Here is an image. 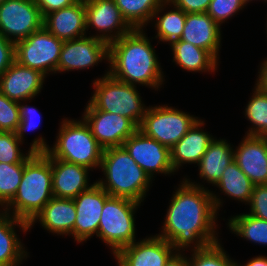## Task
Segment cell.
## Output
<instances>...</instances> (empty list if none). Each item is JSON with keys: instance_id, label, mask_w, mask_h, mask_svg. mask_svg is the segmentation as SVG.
Returning <instances> with one entry per match:
<instances>
[{"instance_id": "cell-1", "label": "cell", "mask_w": 267, "mask_h": 266, "mask_svg": "<svg viewBox=\"0 0 267 266\" xmlns=\"http://www.w3.org/2000/svg\"><path fill=\"white\" fill-rule=\"evenodd\" d=\"M183 180L172 196L163 231L157 235L170 242L176 252L191 244H195L192 250H201L219 242L215 221L220 198L200 184Z\"/></svg>"}, {"instance_id": "cell-2", "label": "cell", "mask_w": 267, "mask_h": 266, "mask_svg": "<svg viewBox=\"0 0 267 266\" xmlns=\"http://www.w3.org/2000/svg\"><path fill=\"white\" fill-rule=\"evenodd\" d=\"M108 62V73L121 82L158 89L164 81L155 50L143 29H133L110 43Z\"/></svg>"}, {"instance_id": "cell-3", "label": "cell", "mask_w": 267, "mask_h": 266, "mask_svg": "<svg viewBox=\"0 0 267 266\" xmlns=\"http://www.w3.org/2000/svg\"><path fill=\"white\" fill-rule=\"evenodd\" d=\"M53 198L51 156L33 152L26 160L16 195L3 208L18 219L30 223Z\"/></svg>"}, {"instance_id": "cell-4", "label": "cell", "mask_w": 267, "mask_h": 266, "mask_svg": "<svg viewBox=\"0 0 267 266\" xmlns=\"http://www.w3.org/2000/svg\"><path fill=\"white\" fill-rule=\"evenodd\" d=\"M33 152H47L52 158L84 166L100 167L104 148L96 141L89 126L82 120L62 121L55 145L50 148L43 137L32 141Z\"/></svg>"}, {"instance_id": "cell-5", "label": "cell", "mask_w": 267, "mask_h": 266, "mask_svg": "<svg viewBox=\"0 0 267 266\" xmlns=\"http://www.w3.org/2000/svg\"><path fill=\"white\" fill-rule=\"evenodd\" d=\"M100 167L106 180L96 182L110 196L144 200L152 180L123 146L104 149Z\"/></svg>"}, {"instance_id": "cell-6", "label": "cell", "mask_w": 267, "mask_h": 266, "mask_svg": "<svg viewBox=\"0 0 267 266\" xmlns=\"http://www.w3.org/2000/svg\"><path fill=\"white\" fill-rule=\"evenodd\" d=\"M93 85L95 92L89 103L95 109L120 114L139 128L147 107L142 103L136 86L113 78L108 71Z\"/></svg>"}, {"instance_id": "cell-7", "label": "cell", "mask_w": 267, "mask_h": 266, "mask_svg": "<svg viewBox=\"0 0 267 266\" xmlns=\"http://www.w3.org/2000/svg\"><path fill=\"white\" fill-rule=\"evenodd\" d=\"M141 203L110 196L104 203L97 237L110 246L114 256L135 240V210Z\"/></svg>"}, {"instance_id": "cell-8", "label": "cell", "mask_w": 267, "mask_h": 266, "mask_svg": "<svg viewBox=\"0 0 267 266\" xmlns=\"http://www.w3.org/2000/svg\"><path fill=\"white\" fill-rule=\"evenodd\" d=\"M198 120L167 105L149 106L138 129L171 149Z\"/></svg>"}, {"instance_id": "cell-9", "label": "cell", "mask_w": 267, "mask_h": 266, "mask_svg": "<svg viewBox=\"0 0 267 266\" xmlns=\"http://www.w3.org/2000/svg\"><path fill=\"white\" fill-rule=\"evenodd\" d=\"M64 41L44 26L24 40L15 43V61L44 74L56 73Z\"/></svg>"}, {"instance_id": "cell-10", "label": "cell", "mask_w": 267, "mask_h": 266, "mask_svg": "<svg viewBox=\"0 0 267 266\" xmlns=\"http://www.w3.org/2000/svg\"><path fill=\"white\" fill-rule=\"evenodd\" d=\"M42 26L43 17L35 0H6L0 4V33L9 41L24 40Z\"/></svg>"}, {"instance_id": "cell-11", "label": "cell", "mask_w": 267, "mask_h": 266, "mask_svg": "<svg viewBox=\"0 0 267 266\" xmlns=\"http://www.w3.org/2000/svg\"><path fill=\"white\" fill-rule=\"evenodd\" d=\"M96 141L104 148L122 146L138 127L128 118L95 109L87 104L82 118Z\"/></svg>"}, {"instance_id": "cell-12", "label": "cell", "mask_w": 267, "mask_h": 266, "mask_svg": "<svg viewBox=\"0 0 267 266\" xmlns=\"http://www.w3.org/2000/svg\"><path fill=\"white\" fill-rule=\"evenodd\" d=\"M122 146L151 179L154 173H174L170 149L141 130L137 129Z\"/></svg>"}, {"instance_id": "cell-13", "label": "cell", "mask_w": 267, "mask_h": 266, "mask_svg": "<svg viewBox=\"0 0 267 266\" xmlns=\"http://www.w3.org/2000/svg\"><path fill=\"white\" fill-rule=\"evenodd\" d=\"M86 10V30L93 26L100 35L94 37L105 41L108 45L133 28L123 18L120 9L114 0H84ZM114 30V33H112ZM107 33V34H106ZM112 33V34H111Z\"/></svg>"}, {"instance_id": "cell-14", "label": "cell", "mask_w": 267, "mask_h": 266, "mask_svg": "<svg viewBox=\"0 0 267 266\" xmlns=\"http://www.w3.org/2000/svg\"><path fill=\"white\" fill-rule=\"evenodd\" d=\"M110 197L97 182L75 197L76 219L72 236L77 242H84L98 233L101 212Z\"/></svg>"}, {"instance_id": "cell-15", "label": "cell", "mask_w": 267, "mask_h": 266, "mask_svg": "<svg viewBox=\"0 0 267 266\" xmlns=\"http://www.w3.org/2000/svg\"><path fill=\"white\" fill-rule=\"evenodd\" d=\"M108 57L109 45L94 36L64 41L57 72L88 69Z\"/></svg>"}, {"instance_id": "cell-16", "label": "cell", "mask_w": 267, "mask_h": 266, "mask_svg": "<svg viewBox=\"0 0 267 266\" xmlns=\"http://www.w3.org/2000/svg\"><path fill=\"white\" fill-rule=\"evenodd\" d=\"M170 242L155 235L134 241L116 255L118 266H165L177 253Z\"/></svg>"}, {"instance_id": "cell-17", "label": "cell", "mask_w": 267, "mask_h": 266, "mask_svg": "<svg viewBox=\"0 0 267 266\" xmlns=\"http://www.w3.org/2000/svg\"><path fill=\"white\" fill-rule=\"evenodd\" d=\"M45 77L41 72L14 61L0 75V92L16 102L31 100L41 91Z\"/></svg>"}, {"instance_id": "cell-18", "label": "cell", "mask_w": 267, "mask_h": 266, "mask_svg": "<svg viewBox=\"0 0 267 266\" xmlns=\"http://www.w3.org/2000/svg\"><path fill=\"white\" fill-rule=\"evenodd\" d=\"M234 161L255 185L267 184V137L246 135L234 150Z\"/></svg>"}, {"instance_id": "cell-19", "label": "cell", "mask_w": 267, "mask_h": 266, "mask_svg": "<svg viewBox=\"0 0 267 266\" xmlns=\"http://www.w3.org/2000/svg\"><path fill=\"white\" fill-rule=\"evenodd\" d=\"M43 26L62 41L87 36L85 1L78 0L69 7L46 14Z\"/></svg>"}, {"instance_id": "cell-20", "label": "cell", "mask_w": 267, "mask_h": 266, "mask_svg": "<svg viewBox=\"0 0 267 266\" xmlns=\"http://www.w3.org/2000/svg\"><path fill=\"white\" fill-rule=\"evenodd\" d=\"M53 197L74 199L89 189L88 170L81 165L51 157Z\"/></svg>"}, {"instance_id": "cell-21", "label": "cell", "mask_w": 267, "mask_h": 266, "mask_svg": "<svg viewBox=\"0 0 267 266\" xmlns=\"http://www.w3.org/2000/svg\"><path fill=\"white\" fill-rule=\"evenodd\" d=\"M220 26L205 13H187L180 40L209 51L217 60L221 44Z\"/></svg>"}, {"instance_id": "cell-22", "label": "cell", "mask_w": 267, "mask_h": 266, "mask_svg": "<svg viewBox=\"0 0 267 266\" xmlns=\"http://www.w3.org/2000/svg\"><path fill=\"white\" fill-rule=\"evenodd\" d=\"M75 219L74 200L53 197L29 223V228L39 220L47 231L58 235H72Z\"/></svg>"}, {"instance_id": "cell-23", "label": "cell", "mask_w": 267, "mask_h": 266, "mask_svg": "<svg viewBox=\"0 0 267 266\" xmlns=\"http://www.w3.org/2000/svg\"><path fill=\"white\" fill-rule=\"evenodd\" d=\"M204 121L200 119L192 126V128L170 149L171 164L174 172L179 169L182 164L197 163L206 152L210 143L214 138L206 131L201 130Z\"/></svg>"}, {"instance_id": "cell-24", "label": "cell", "mask_w": 267, "mask_h": 266, "mask_svg": "<svg viewBox=\"0 0 267 266\" xmlns=\"http://www.w3.org/2000/svg\"><path fill=\"white\" fill-rule=\"evenodd\" d=\"M15 226H19L23 232L30 229L27 221L5 210L0 212V263L21 262L28 255L15 233Z\"/></svg>"}, {"instance_id": "cell-25", "label": "cell", "mask_w": 267, "mask_h": 266, "mask_svg": "<svg viewBox=\"0 0 267 266\" xmlns=\"http://www.w3.org/2000/svg\"><path fill=\"white\" fill-rule=\"evenodd\" d=\"M226 141L215 138L198 164L199 176L213 185L218 183L226 167L234 160L233 147Z\"/></svg>"}, {"instance_id": "cell-26", "label": "cell", "mask_w": 267, "mask_h": 266, "mask_svg": "<svg viewBox=\"0 0 267 266\" xmlns=\"http://www.w3.org/2000/svg\"><path fill=\"white\" fill-rule=\"evenodd\" d=\"M170 46L173 62L188 72H214L217 68L218 60L205 49L183 40H176Z\"/></svg>"}, {"instance_id": "cell-27", "label": "cell", "mask_w": 267, "mask_h": 266, "mask_svg": "<svg viewBox=\"0 0 267 266\" xmlns=\"http://www.w3.org/2000/svg\"><path fill=\"white\" fill-rule=\"evenodd\" d=\"M123 18L133 29H143L150 20L162 13L168 0H114Z\"/></svg>"}, {"instance_id": "cell-28", "label": "cell", "mask_w": 267, "mask_h": 266, "mask_svg": "<svg viewBox=\"0 0 267 266\" xmlns=\"http://www.w3.org/2000/svg\"><path fill=\"white\" fill-rule=\"evenodd\" d=\"M216 186L228 197L230 196L247 204L250 202L255 184L233 160L222 173V177Z\"/></svg>"}, {"instance_id": "cell-29", "label": "cell", "mask_w": 267, "mask_h": 266, "mask_svg": "<svg viewBox=\"0 0 267 266\" xmlns=\"http://www.w3.org/2000/svg\"><path fill=\"white\" fill-rule=\"evenodd\" d=\"M228 227L236 235L258 243L267 245V221L250 214H241L229 219Z\"/></svg>"}, {"instance_id": "cell-30", "label": "cell", "mask_w": 267, "mask_h": 266, "mask_svg": "<svg viewBox=\"0 0 267 266\" xmlns=\"http://www.w3.org/2000/svg\"><path fill=\"white\" fill-rule=\"evenodd\" d=\"M245 116L254 125L247 135L267 137V93L255 86L252 98L245 108Z\"/></svg>"}, {"instance_id": "cell-31", "label": "cell", "mask_w": 267, "mask_h": 266, "mask_svg": "<svg viewBox=\"0 0 267 266\" xmlns=\"http://www.w3.org/2000/svg\"><path fill=\"white\" fill-rule=\"evenodd\" d=\"M174 8V10H170L160 17L158 16L155 23L156 38L162 42H170V44L180 40L187 14L176 6Z\"/></svg>"}, {"instance_id": "cell-32", "label": "cell", "mask_w": 267, "mask_h": 266, "mask_svg": "<svg viewBox=\"0 0 267 266\" xmlns=\"http://www.w3.org/2000/svg\"><path fill=\"white\" fill-rule=\"evenodd\" d=\"M26 163L0 162V205L5 207L16 195Z\"/></svg>"}, {"instance_id": "cell-33", "label": "cell", "mask_w": 267, "mask_h": 266, "mask_svg": "<svg viewBox=\"0 0 267 266\" xmlns=\"http://www.w3.org/2000/svg\"><path fill=\"white\" fill-rule=\"evenodd\" d=\"M189 258L190 266H237L226 254L220 243L217 242L201 250H193Z\"/></svg>"}, {"instance_id": "cell-34", "label": "cell", "mask_w": 267, "mask_h": 266, "mask_svg": "<svg viewBox=\"0 0 267 266\" xmlns=\"http://www.w3.org/2000/svg\"><path fill=\"white\" fill-rule=\"evenodd\" d=\"M21 143L15 132L0 131V162L8 164L26 163L33 151L29 150L26 155L23 154L19 148Z\"/></svg>"}, {"instance_id": "cell-35", "label": "cell", "mask_w": 267, "mask_h": 266, "mask_svg": "<svg viewBox=\"0 0 267 266\" xmlns=\"http://www.w3.org/2000/svg\"><path fill=\"white\" fill-rule=\"evenodd\" d=\"M20 123L19 102L0 92V131L16 132Z\"/></svg>"}, {"instance_id": "cell-36", "label": "cell", "mask_w": 267, "mask_h": 266, "mask_svg": "<svg viewBox=\"0 0 267 266\" xmlns=\"http://www.w3.org/2000/svg\"><path fill=\"white\" fill-rule=\"evenodd\" d=\"M244 6L243 0H211L206 13L221 26L226 19L232 17Z\"/></svg>"}, {"instance_id": "cell-37", "label": "cell", "mask_w": 267, "mask_h": 266, "mask_svg": "<svg viewBox=\"0 0 267 266\" xmlns=\"http://www.w3.org/2000/svg\"><path fill=\"white\" fill-rule=\"evenodd\" d=\"M21 103L22 102L19 103L20 123L15 133L17 138L23 142L22 140L25 131L34 130L40 126L41 114L38 113L36 108L22 105Z\"/></svg>"}, {"instance_id": "cell-38", "label": "cell", "mask_w": 267, "mask_h": 266, "mask_svg": "<svg viewBox=\"0 0 267 266\" xmlns=\"http://www.w3.org/2000/svg\"><path fill=\"white\" fill-rule=\"evenodd\" d=\"M250 215L267 221V184L255 185L250 202Z\"/></svg>"}, {"instance_id": "cell-39", "label": "cell", "mask_w": 267, "mask_h": 266, "mask_svg": "<svg viewBox=\"0 0 267 266\" xmlns=\"http://www.w3.org/2000/svg\"><path fill=\"white\" fill-rule=\"evenodd\" d=\"M15 61V43L6 39L0 33V75Z\"/></svg>"}, {"instance_id": "cell-40", "label": "cell", "mask_w": 267, "mask_h": 266, "mask_svg": "<svg viewBox=\"0 0 267 266\" xmlns=\"http://www.w3.org/2000/svg\"><path fill=\"white\" fill-rule=\"evenodd\" d=\"M173 6L183 10L185 13L207 12L211 0H168Z\"/></svg>"}, {"instance_id": "cell-41", "label": "cell", "mask_w": 267, "mask_h": 266, "mask_svg": "<svg viewBox=\"0 0 267 266\" xmlns=\"http://www.w3.org/2000/svg\"><path fill=\"white\" fill-rule=\"evenodd\" d=\"M77 1L78 0H35L40 9L42 17L50 12L69 7Z\"/></svg>"}, {"instance_id": "cell-42", "label": "cell", "mask_w": 267, "mask_h": 266, "mask_svg": "<svg viewBox=\"0 0 267 266\" xmlns=\"http://www.w3.org/2000/svg\"><path fill=\"white\" fill-rule=\"evenodd\" d=\"M258 79L256 87L263 92L267 93V59L264 60L262 65L260 66V72H258Z\"/></svg>"}, {"instance_id": "cell-43", "label": "cell", "mask_w": 267, "mask_h": 266, "mask_svg": "<svg viewBox=\"0 0 267 266\" xmlns=\"http://www.w3.org/2000/svg\"><path fill=\"white\" fill-rule=\"evenodd\" d=\"M165 266H190L189 260L182 255V253L177 252L167 263Z\"/></svg>"}, {"instance_id": "cell-44", "label": "cell", "mask_w": 267, "mask_h": 266, "mask_svg": "<svg viewBox=\"0 0 267 266\" xmlns=\"http://www.w3.org/2000/svg\"><path fill=\"white\" fill-rule=\"evenodd\" d=\"M237 266H242V265L237 264ZM244 266H267V257L257 256L249 260Z\"/></svg>"}, {"instance_id": "cell-45", "label": "cell", "mask_w": 267, "mask_h": 266, "mask_svg": "<svg viewBox=\"0 0 267 266\" xmlns=\"http://www.w3.org/2000/svg\"><path fill=\"white\" fill-rule=\"evenodd\" d=\"M21 262L0 263V266H19Z\"/></svg>"}, {"instance_id": "cell-46", "label": "cell", "mask_w": 267, "mask_h": 266, "mask_svg": "<svg viewBox=\"0 0 267 266\" xmlns=\"http://www.w3.org/2000/svg\"><path fill=\"white\" fill-rule=\"evenodd\" d=\"M252 1V0H243V2L245 3V5L247 4V2ZM265 2H267V0H264Z\"/></svg>"}]
</instances>
